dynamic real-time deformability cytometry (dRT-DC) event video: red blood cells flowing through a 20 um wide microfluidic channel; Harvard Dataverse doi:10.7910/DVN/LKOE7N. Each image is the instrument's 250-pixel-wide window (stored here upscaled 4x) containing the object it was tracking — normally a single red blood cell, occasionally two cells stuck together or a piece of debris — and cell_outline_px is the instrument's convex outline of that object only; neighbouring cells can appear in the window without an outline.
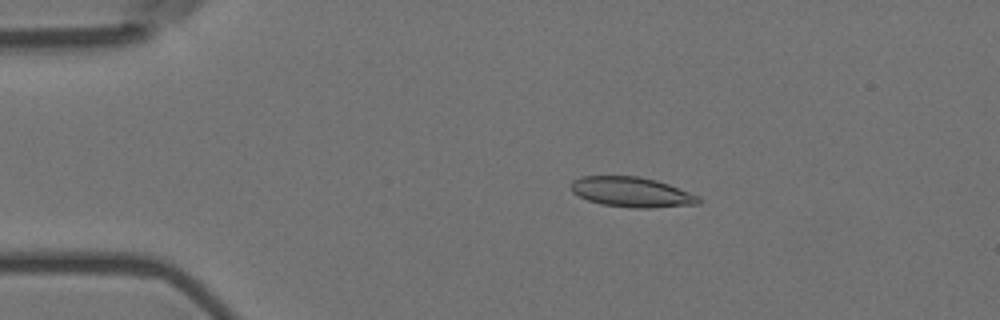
{"species": "Egyptian fruit bat (a non-hibernating species)", "species_latin": "Rousettus aegyptiacus", "temperature_condition": "room temperature", "stored_images_in_passage": 8, "camera_frame_rate_fps": 3000, "um_per_image_px": 0.085, "animal": {"sex": "female"}, "frame": {"image": 1, "passage_image": 3, "time_ms": 0.667, "image_size_px": [1000, 320], "cell_outline_px": [[700, 204], [652, 208], [632, 208], [600, 204], [588, 200], [572, 192], [572, 180], [580, 176], [636, 176], [656, 180], [668, 184], [700, 196]], "centroid_in_image_um": [53.7, 16.33], "position_along_channel_um": 31.3, "area_um2": 22.37}}
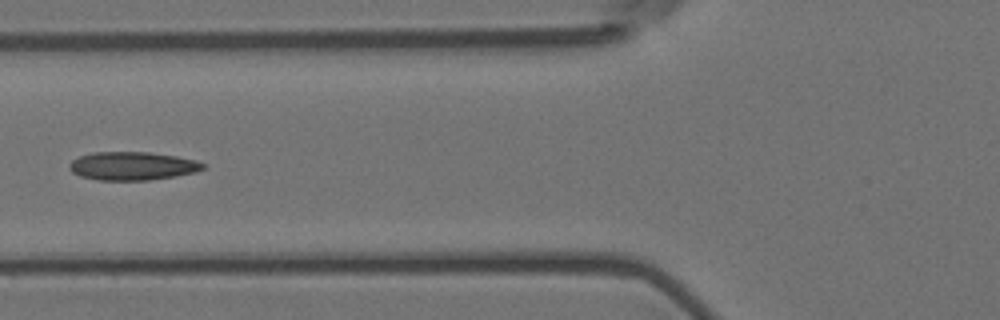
{"frame": {"image": 2, "passage_image": 6, "time_ms": 1.667, "image_size_px": [1000, 320], "cell_outline_px": [[204, 168], [196, 172], [176, 176], [148, 180], [96, 180], [80, 176], [72, 172], [68, 168], [68, 164], [72, 160], [80, 156], [96, 152], [148, 152], [176, 156], [196, 160], [204, 164]], "centroid_in_image_um": [11.24, 14.11], "position_along_channel_um": 114.6, "area_um2": 22.08}}
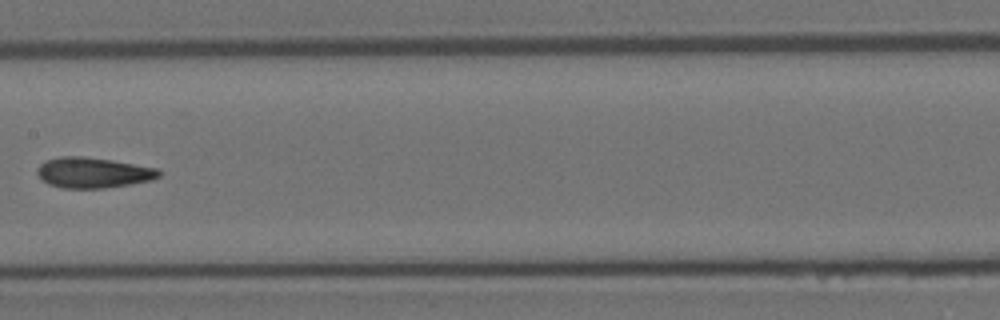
{"frame": {"image": 3, "passage_image": 8, "time_ms": 2.333, "image_size_px": [1000, 320], "cell_outline_px": [[160, 176], [152, 180], [104, 188], [60, 188], [48, 184], [40, 180], [36, 172], [36, 168], [44, 160], [60, 156], [80, 156], [112, 160], [160, 168]], "centroid_in_image_um": [7.87, 14.67], "position_along_channel_um": 199.5, "area_um2": 21.91}}